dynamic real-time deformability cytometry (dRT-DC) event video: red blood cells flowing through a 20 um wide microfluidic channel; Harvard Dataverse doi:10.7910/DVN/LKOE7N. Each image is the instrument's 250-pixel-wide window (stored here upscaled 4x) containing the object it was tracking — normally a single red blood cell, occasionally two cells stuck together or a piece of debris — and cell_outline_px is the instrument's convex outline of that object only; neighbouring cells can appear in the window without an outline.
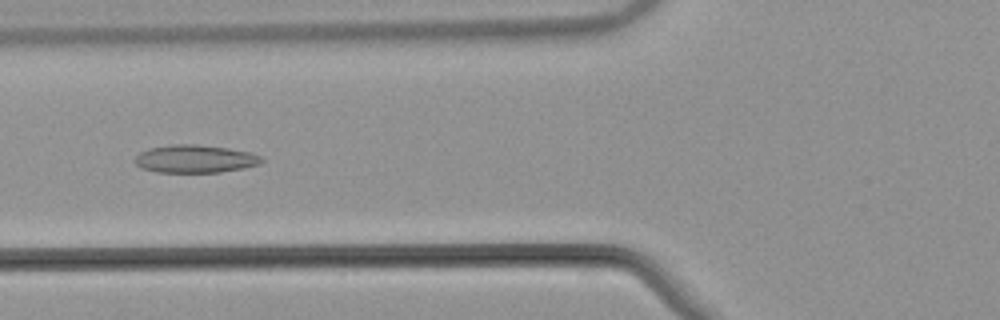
{"species": "common noctule bat (a hibernating species)", "species_latin": "Nyctalus noctula", "temperature_condition": "warm", "stored_images_in_passage": 54, "camera_frame_rate_fps": 3000, "um_per_image_px": 0.085, "animal": {"sex": "male", "body_mass_g": 21.5, "forearm_length_mm": 52.0}, "frame": {"image": 1, "passage_image": 22, "time_ms": 7.0, "image_size_px": [1000, 320], "cell_outline_px": [[264, 160], [260, 164], [244, 168], [220, 172], [156, 172], [140, 168], [132, 160], [140, 152], [148, 148], [172, 144], [196, 144], [228, 148], [252, 152], [260, 156]], "centroid_in_image_um": [16.56, 13.5], "position_along_channel_um": 109.2, "area_um2": 20.81}}
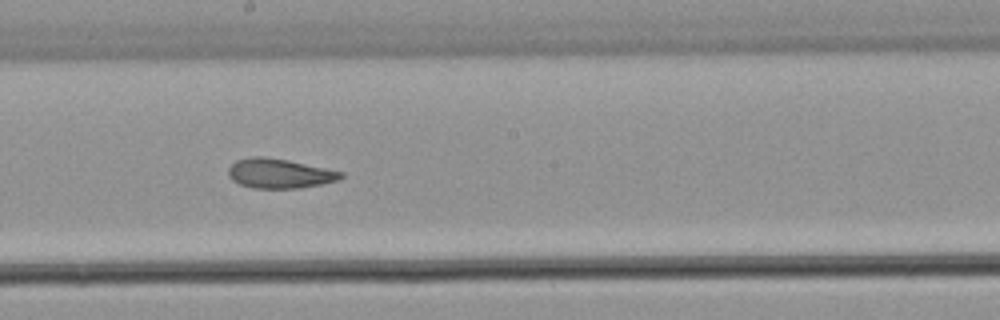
{"frame": {"image": 2, "passage_image": 31, "time_ms": 10.0, "image_size_px": [1000, 320], "cell_outline_px": [[344, 176], [340, 180], [300, 188], [252, 188], [240, 184], [232, 180], [228, 176], [228, 168], [236, 160], [252, 156], [264, 156], [288, 160], [344, 172]], "centroid_in_image_um": [23.75, 14.74], "position_along_channel_um": 224.5, "area_um2": 19.48}}
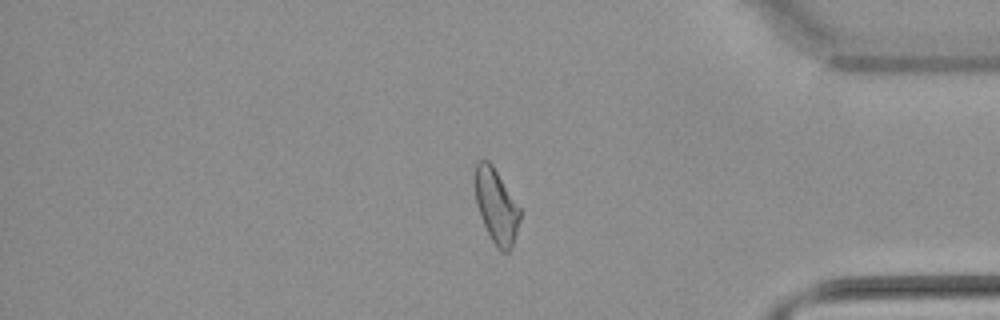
{"frame": {"image": 3, "passage_image": 46, "time_ms": 15.0, "image_size_px": [1000, 320], "cell_outline_px": [[520, 220], [512, 248], [508, 252], [500, 252], [496, 248], [480, 216], [476, 204], [472, 180], [476, 164], [480, 160], [488, 160], [492, 164], [520, 208]], "centroid_in_image_um": [42.15, 17.5], "position_along_channel_um": 393.1, "area_um2": 19.77}, "authors_computed_cell_mechanics": {"area_um2": 20.7502, "velocity_mm_per_s": 3.8474, "shape_relaxation_time_tau1_ms": null, "shape_relaxation_time_tau2_ms": 2.8066, "deformation_change_tau1": null, "deformation_change_tau2": 0.0919}}